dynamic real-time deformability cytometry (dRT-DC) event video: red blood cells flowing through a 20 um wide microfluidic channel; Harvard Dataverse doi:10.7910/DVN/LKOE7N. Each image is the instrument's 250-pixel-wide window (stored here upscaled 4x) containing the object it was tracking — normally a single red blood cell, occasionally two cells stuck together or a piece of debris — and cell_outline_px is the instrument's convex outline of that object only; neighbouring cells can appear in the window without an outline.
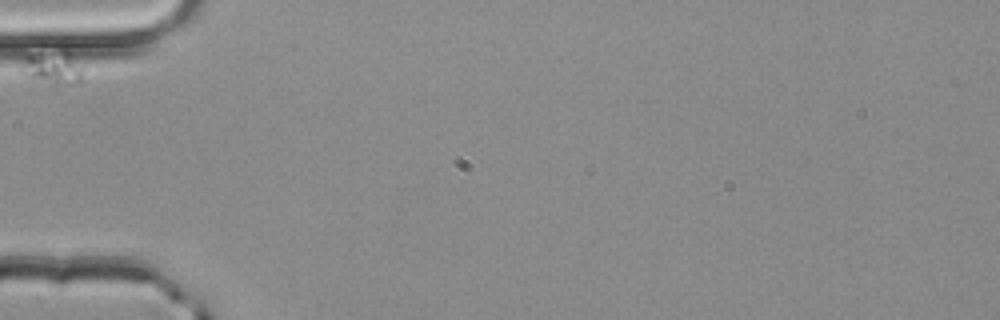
{"species": "common noctule bat (a hibernating species)", "species_latin": "Nyctalus noctula", "temperature_condition": "room temperature", "stored_images_in_passage": 4, "camera_frame_rate_fps": 3000, "um_per_image_px": 0.085, "animal": {"sex": "male", "body_mass_g": 20.4}, "frame": {"image": 1, "passage_image": 1, "time_ms": 0.0, "image_size_px": [1000, 320], "cell_outline_px": [[84, 80], [56, 88], [24, 76], [20, 72], [20, 68], [24, 56], [60, 40], [68, 48]], "centroid_in_image_um": [4.39, 5.61], "position_along_channel_um": 80.6, "area_um2": 13.87}}